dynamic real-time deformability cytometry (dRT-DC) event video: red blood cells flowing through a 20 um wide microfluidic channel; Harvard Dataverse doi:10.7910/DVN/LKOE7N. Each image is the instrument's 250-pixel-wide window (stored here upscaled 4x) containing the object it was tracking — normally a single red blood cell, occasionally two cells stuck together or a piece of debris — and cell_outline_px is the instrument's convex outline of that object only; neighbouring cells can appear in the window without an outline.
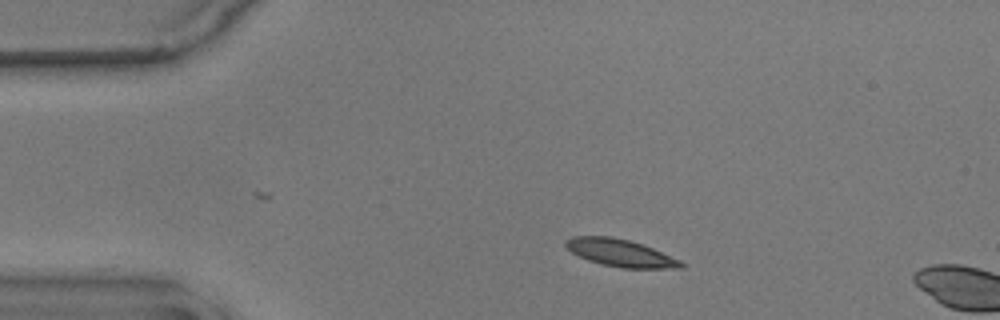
{"species": "common noctule bat (a hibernating species)", "species_latin": "Nyctalus noctula", "temperature_condition": "warm", "stored_images_in_passage": 4, "camera_frame_rate_fps": 3000, "um_per_image_px": 0.085, "animal": {"sex": "male", "body_mass_g": 17.9}, "frame": {"image": 1, "passage_image": 1, "time_ms": 0.0, "image_size_px": [1000, 320], "cell_outline_px": [[684, 268], [620, 268], [600, 264], [588, 260], [572, 252], [564, 244], [564, 240], [572, 236], [612, 236], [628, 240], [652, 248], [680, 260], [684, 264]], "centroid_in_image_um": [52.71, 21.5], "position_along_channel_um": 32.3, "area_um2": 18.26}}